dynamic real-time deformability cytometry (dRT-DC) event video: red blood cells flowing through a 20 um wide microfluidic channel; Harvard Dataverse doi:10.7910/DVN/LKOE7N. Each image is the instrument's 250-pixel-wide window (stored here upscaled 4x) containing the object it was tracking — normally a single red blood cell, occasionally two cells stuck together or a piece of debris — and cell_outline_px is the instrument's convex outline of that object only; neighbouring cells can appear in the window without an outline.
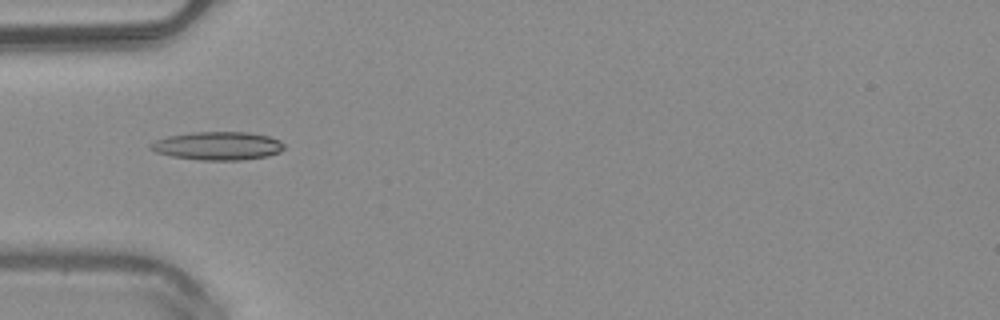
{"species": "common noctule bat (a hibernating species)", "species_latin": "Nyctalus noctula", "temperature_condition": "warm", "stored_images_in_passage": 51, "camera_frame_rate_fps": 3000, "um_per_image_px": 0.085, "animal": {"sex": "male", "body_mass_g": 20.4}, "frame": {"image": 1, "passage_image": 17, "time_ms": 5.333, "image_size_px": [1000, 320], "cell_outline_px": [[284, 148], [280, 152], [268, 156], [240, 160], [200, 160], [172, 156], [156, 152], [148, 148], [148, 144], [156, 140], [168, 136], [192, 132], [248, 132], [268, 136], [280, 140], [284, 144]], "centroid_in_image_um": [18.51, 12.39], "position_along_channel_um": 66.5, "area_um2": 22.08}}
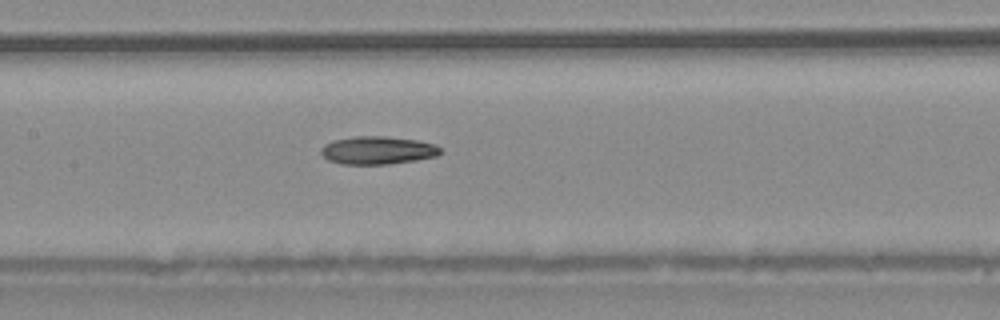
{"frame": {"image": 2, "passage_image": 25, "time_ms": 8.0, "image_size_px": [1000, 320], "cell_outline_px": [[440, 152], [436, 156], [416, 160], [388, 164], [340, 164], [328, 160], [320, 152], [320, 148], [324, 144], [332, 140], [356, 136], [384, 136], [416, 140], [436, 144], [440, 148]], "centroid_in_image_um": [32.06, 12.77], "position_along_channel_um": 175.3, "area_um2": 19.48}}
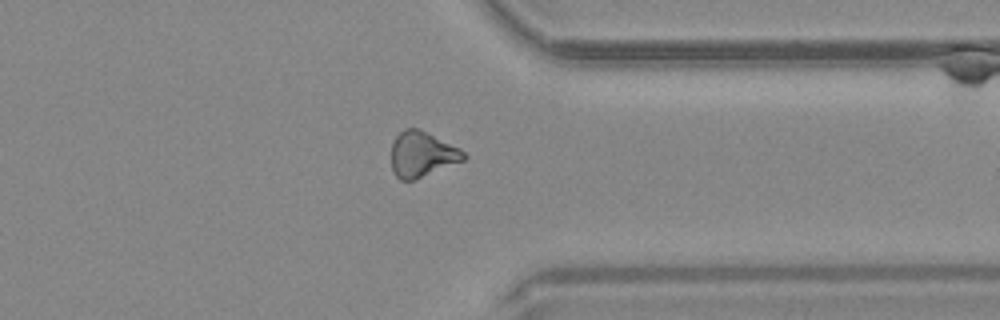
{"frame": {"image": 3, "passage_image": 40, "time_ms": 13.0, "image_size_px": [1000, 320], "cell_outline_px": [[468, 156], [464, 160], [416, 180], [400, 180], [392, 172], [392, 144], [396, 136], [404, 128], [420, 128], [460, 148]], "centroid_in_image_um": [35.88, 13.11], "position_along_channel_um": 375.5, "area_um2": 19.36}}